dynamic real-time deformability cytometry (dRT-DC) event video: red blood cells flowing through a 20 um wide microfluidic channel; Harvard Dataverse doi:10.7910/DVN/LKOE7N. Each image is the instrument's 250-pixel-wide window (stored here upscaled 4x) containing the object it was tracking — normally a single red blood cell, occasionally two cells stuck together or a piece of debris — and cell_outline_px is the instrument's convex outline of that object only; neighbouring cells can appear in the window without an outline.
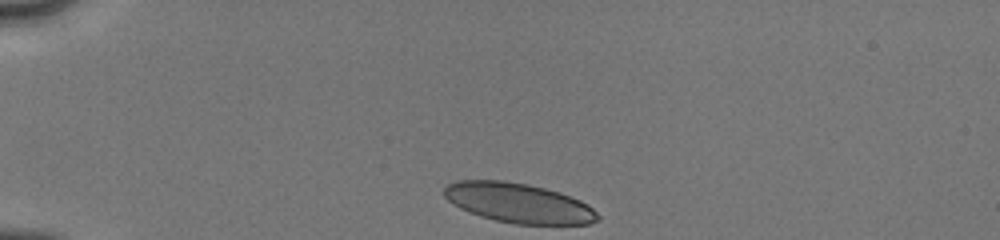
{"species": "human", "species_latin": "Homo sapiens", "temperature_condition": "cold", "stored_images_in_passage": 6, "camera_frame_rate_fps": 3000, "um_per_image_px": 0.085, "donor": {"sex": "male"}, "frame": {"image": 1, "passage_image": 1, "time_ms": 0.0, "image_size_px": [1000, 240], "cell_outline_px": [[600, 220], [588, 224], [516, 224], [496, 220], [480, 216], [468, 212], [452, 204], [444, 196], [444, 188], [448, 184], [456, 180], [504, 180], [528, 184], [560, 192], [580, 200], [588, 204], [600, 216]], "centroid_in_image_um": [44.07, 17.25], "position_along_channel_um": 40.9, "area_um2": 35.66}}
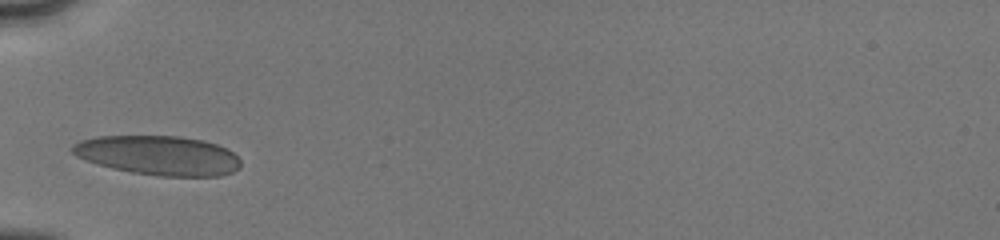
{"frame": {"image": 2, "passage_image": 4, "time_ms": 2.0, "image_size_px": [1000, 240], "cell_outline_px": [[240, 168], [232, 172], [220, 176], [160, 176], [132, 172], [112, 168], [76, 156], [72, 152], [72, 144], [80, 140], [96, 136], [180, 136], [204, 140], [228, 148], [240, 160]], "centroid_in_image_um": [13.49, 13.2], "position_along_channel_um": 71.5, "area_um2": 38.61}}
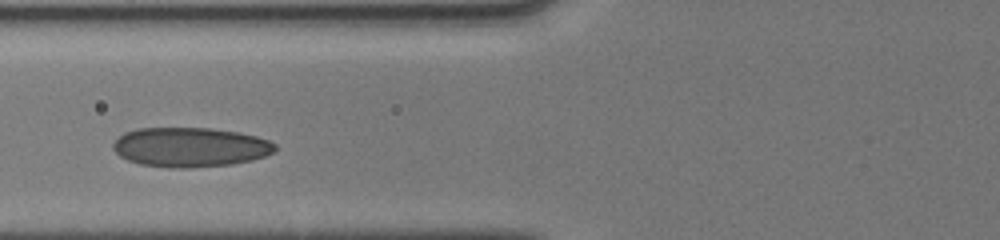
{"frame": {"image": 3, "passage_image": 5, "time_ms": 3.0, "image_size_px": [1000, 240], "cell_outline_px": [[276, 152], [252, 160], [232, 164], [188, 168], [168, 168], [140, 164], [128, 160], [120, 156], [112, 148], [112, 144], [124, 132], [136, 128], [212, 128], [240, 132], [256, 136], [268, 140], [276, 144]], "centroid_in_image_um": [16.17, 12.51], "position_along_channel_um": 109.6, "area_um2": 37.57}}